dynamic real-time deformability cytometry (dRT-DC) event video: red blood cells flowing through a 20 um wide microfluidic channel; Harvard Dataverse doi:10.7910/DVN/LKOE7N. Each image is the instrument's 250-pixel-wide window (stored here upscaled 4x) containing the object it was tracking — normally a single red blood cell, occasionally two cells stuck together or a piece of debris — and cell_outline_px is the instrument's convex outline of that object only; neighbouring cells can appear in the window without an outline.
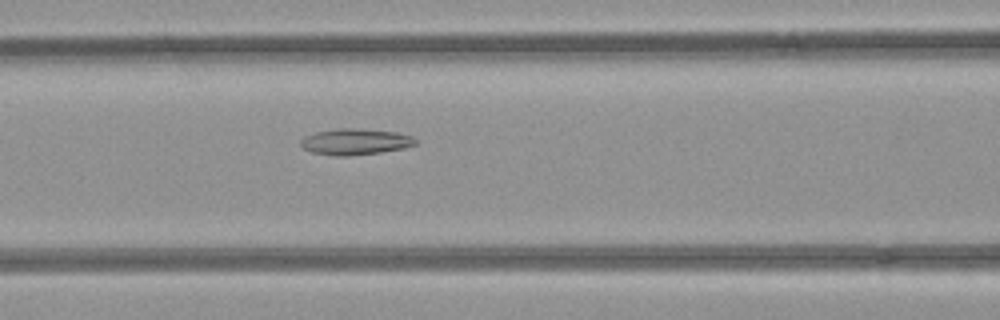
{"species": "common noctule bat (a hibernating species)", "species_latin": "Nyctalus noctula", "temperature_condition": "room temperature", "stored_images_in_passage": 40, "camera_frame_rate_fps": 3000, "um_per_image_px": 0.085, "animal": {"sex": "female", "body_mass_g": 21.9}, "frame": {"image": 1, "passage_image": 10, "time_ms": 3.0, "image_size_px": [1000, 320], "cell_outline_px": [[416, 144], [404, 148], [380, 152], [348, 156], [332, 156], [312, 152], [304, 148], [300, 144], [300, 140], [304, 136], [316, 132], [336, 128], [352, 128], [396, 132], [412, 136], [416, 140]], "centroid_in_image_um": [30.17, 12.05], "position_along_channel_um": 136.4, "area_um2": 17.46}}
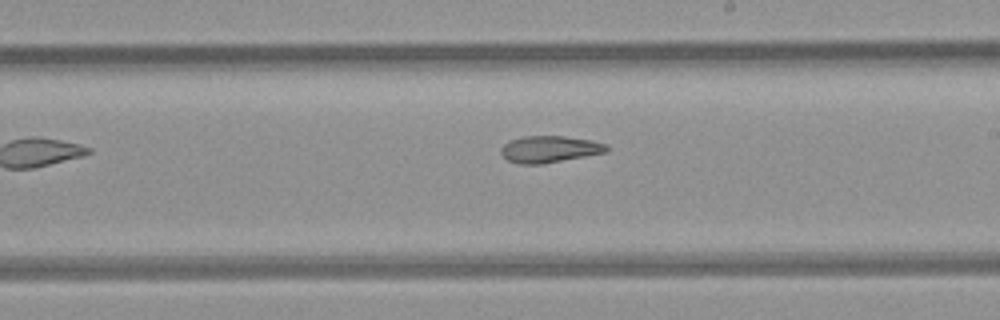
{"frame": {"image": 2, "passage_image": 18, "time_ms": 5.667, "image_size_px": [1000, 320], "cell_outline_px": [[608, 148], [604, 152], [584, 156], [540, 164], [516, 164], [508, 160], [500, 152], [500, 148], [504, 144], [512, 140], [524, 136], [564, 136], [592, 140], [604, 144]], "centroid_in_image_um": [46.65, 12.68], "position_along_channel_um": 242.3, "area_um2": 16.13}}
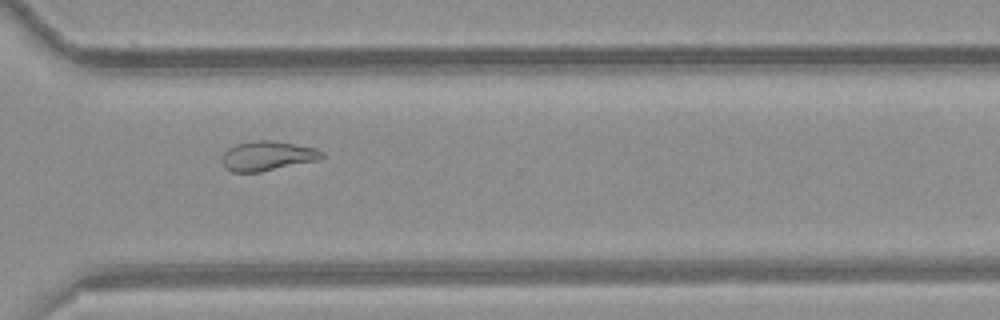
{"frame": {"image": 3, "passage_image": 26, "time_ms": 8.333, "image_size_px": [1000, 320], "cell_outline_px": [[324, 156], [316, 160], [260, 172], [232, 172], [224, 168], [220, 160], [220, 156], [228, 148], [236, 144], [256, 140], [272, 140], [316, 148], [324, 152]], "centroid_in_image_um": [22.66, 13.25], "position_along_channel_um": 347.9, "area_um2": 17.28}, "authors_computed_cell_mechanics": {"area_um2": 17.8024, "velocity_mm_per_s": 3.9795, "shape_relaxation_time_tau1_ms": null, "shape_relaxation_time_tau2_ms": 3.6599, "deformation_change_tau1": null, "deformation_change_tau2": 0.1013}}